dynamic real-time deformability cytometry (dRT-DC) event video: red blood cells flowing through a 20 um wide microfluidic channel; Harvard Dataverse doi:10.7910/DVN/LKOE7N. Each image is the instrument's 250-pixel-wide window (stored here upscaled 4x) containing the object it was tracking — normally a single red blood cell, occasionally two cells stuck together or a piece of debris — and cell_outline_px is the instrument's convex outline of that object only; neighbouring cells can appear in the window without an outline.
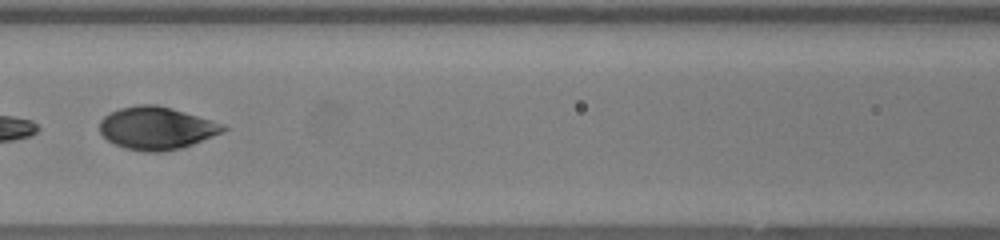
{"species": "human", "species_latin": "Homo sapiens", "temperature_condition": "warm", "stored_images_in_passage": 48, "segment_of_instrument_passage": [2, 2], "camera_frame_rate_fps": 3000, "um_per_image_px": 0.085, "donor": {"sex": "female"}, "frame": {"image": 1, "passage_image": 21, "time_ms": 6.667, "image_size_px": [1000, 240], "cell_outline_px": [[228, 128], [224, 132], [192, 144], [180, 148], [160, 152], [148, 152], [124, 148], [108, 140], [100, 132], [100, 120], [104, 116], [120, 108], [136, 104], [156, 104], [172, 108], [212, 120], [224, 124]], "centroid_in_image_um": [13.32, 10.88], "position_along_channel_um": 153.3, "area_um2": 30.63}}
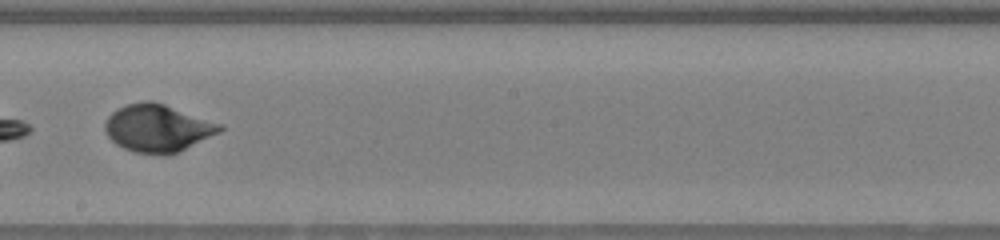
{"frame": {"image": 2, "passage_image": 27, "time_ms": 8.667, "image_size_px": [1000, 240], "cell_outline_px": [[224, 128], [220, 132], [180, 152], [164, 156], [136, 152], [124, 148], [116, 144], [108, 136], [104, 128], [104, 124], [108, 116], [116, 108], [128, 104], [144, 100], [152, 100], [224, 124]], "centroid_in_image_um": [13.42, 10.89], "position_along_channel_um": 234.8, "area_um2": 32.14}}
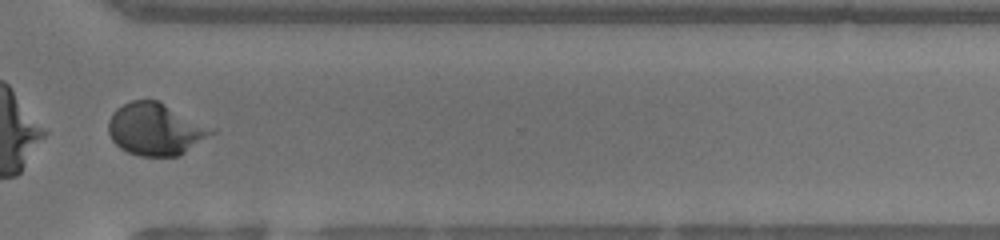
{"frame": {"image": 3, "passage_image": 36, "time_ms": 11.667, "image_size_px": [1000, 240], "cell_outline_px": [[216, 132], [180, 156], [140, 156], [128, 152], [120, 148], [112, 140], [108, 132], [108, 120], [112, 112], [116, 108], [132, 100], [156, 100], [216, 128]], "centroid_in_image_um": [13.23, 10.99], "position_along_channel_um": 357.4, "area_um2": 31.5}}